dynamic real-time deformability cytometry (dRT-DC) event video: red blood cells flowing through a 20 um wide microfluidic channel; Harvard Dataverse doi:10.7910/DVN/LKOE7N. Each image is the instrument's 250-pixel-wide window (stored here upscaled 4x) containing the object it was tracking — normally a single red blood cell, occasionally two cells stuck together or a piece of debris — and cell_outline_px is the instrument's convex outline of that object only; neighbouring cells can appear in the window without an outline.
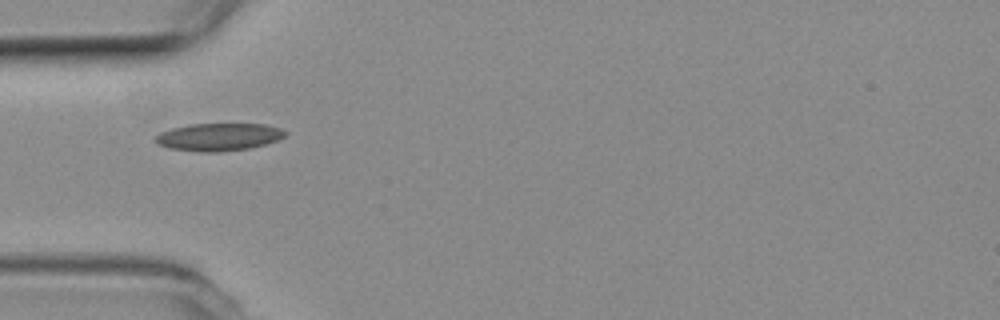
{"species": "common noctule bat (a hibernating species)", "species_latin": "Nyctalus noctula", "temperature_condition": "room temperature", "stored_images_in_passage": 38, "camera_frame_rate_fps": 3000, "um_per_image_px": 0.085, "animal": {"sex": "female", "body_mass_g": 19.3, "forearm_length_mm": 54.1}, "frame": {"image": 1, "passage_image": 1, "time_ms": 0.0, "image_size_px": [1000, 320], "cell_outline_px": [[288, 132], [284, 136], [276, 140], [264, 144], [248, 148], [216, 152], [200, 152], [168, 148], [156, 144], [156, 136], [160, 132], [172, 128], [192, 124], [264, 124], [280, 128]], "centroid_in_image_um": [18.56, 11.64], "position_along_channel_um": 66.4, "area_um2": 20.69}}
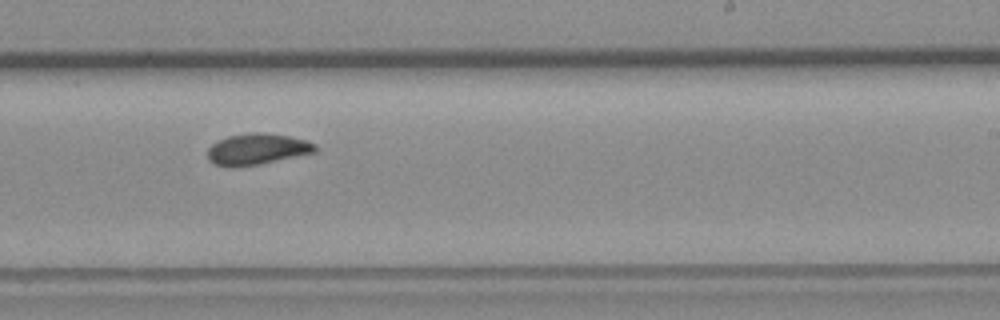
{"frame": {"image": 2, "passage_image": 17, "time_ms": 5.333, "image_size_px": [1000, 320], "cell_outline_px": [[316, 152], [260, 164], [232, 168], [228, 168], [212, 164], [208, 160], [208, 148], [216, 140], [228, 136], [252, 132], [256, 132], [292, 136], [308, 140], [316, 144]], "centroid_in_image_um": [21.82, 12.69], "position_along_channel_um": 267.2, "area_um2": 19.88}}
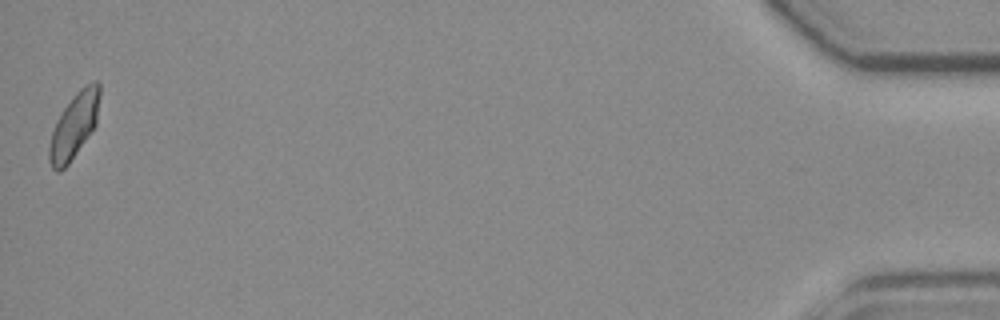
{"frame": {"image": 3, "passage_image": 38, "time_ms": 12.333, "image_size_px": [1000, 320], "cell_outline_px": [[100, 96], [96, 124], [68, 164], [60, 172], [56, 172], [52, 168], [48, 160], [48, 148], [52, 132], [56, 120], [64, 108], [76, 92], [80, 88], [92, 80], [96, 80], [100, 84]], "centroid_in_image_um": [6.29, 10.66], "position_along_channel_um": 428.9, "area_um2": 19.13}, "authors_computed_cell_mechanics": {"area_um2": 19.1896, "velocity_mm_per_s": 3.7672, "shape_relaxation_time_tau1_ms": 7.8786, "shape_relaxation_time_tau2_ms": 2.3998, "deformation_change_tau1": 0.1715, "deformation_change_tau2": 0.0648}}